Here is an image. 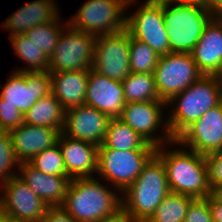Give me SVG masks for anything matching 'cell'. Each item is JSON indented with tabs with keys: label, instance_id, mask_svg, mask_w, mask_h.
I'll list each match as a JSON object with an SVG mask.
<instances>
[{
	"label": "cell",
	"instance_id": "cell-1",
	"mask_svg": "<svg viewBox=\"0 0 222 222\" xmlns=\"http://www.w3.org/2000/svg\"><path fill=\"white\" fill-rule=\"evenodd\" d=\"M111 190L94 177L71 179L62 207L77 222L113 219L122 213V197Z\"/></svg>",
	"mask_w": 222,
	"mask_h": 222
},
{
	"label": "cell",
	"instance_id": "cell-2",
	"mask_svg": "<svg viewBox=\"0 0 222 222\" xmlns=\"http://www.w3.org/2000/svg\"><path fill=\"white\" fill-rule=\"evenodd\" d=\"M222 102V81L217 75H202L185 90L175 95L169 105H176L167 121L170 134L176 140L189 126L211 108Z\"/></svg>",
	"mask_w": 222,
	"mask_h": 222
},
{
	"label": "cell",
	"instance_id": "cell-3",
	"mask_svg": "<svg viewBox=\"0 0 222 222\" xmlns=\"http://www.w3.org/2000/svg\"><path fill=\"white\" fill-rule=\"evenodd\" d=\"M163 161L154 154L122 195V215L129 220L149 219L170 193ZM124 195V196H123Z\"/></svg>",
	"mask_w": 222,
	"mask_h": 222
},
{
	"label": "cell",
	"instance_id": "cell-4",
	"mask_svg": "<svg viewBox=\"0 0 222 222\" xmlns=\"http://www.w3.org/2000/svg\"><path fill=\"white\" fill-rule=\"evenodd\" d=\"M167 145L156 147L155 154L165 165L170 191L194 199L210 196L204 155L186 147L167 151Z\"/></svg>",
	"mask_w": 222,
	"mask_h": 222
},
{
	"label": "cell",
	"instance_id": "cell-5",
	"mask_svg": "<svg viewBox=\"0 0 222 222\" xmlns=\"http://www.w3.org/2000/svg\"><path fill=\"white\" fill-rule=\"evenodd\" d=\"M171 53H191L214 14L199 0L163 1Z\"/></svg>",
	"mask_w": 222,
	"mask_h": 222
},
{
	"label": "cell",
	"instance_id": "cell-6",
	"mask_svg": "<svg viewBox=\"0 0 222 222\" xmlns=\"http://www.w3.org/2000/svg\"><path fill=\"white\" fill-rule=\"evenodd\" d=\"M136 0H88L68 23L95 37L120 32L126 28V8Z\"/></svg>",
	"mask_w": 222,
	"mask_h": 222
},
{
	"label": "cell",
	"instance_id": "cell-7",
	"mask_svg": "<svg viewBox=\"0 0 222 222\" xmlns=\"http://www.w3.org/2000/svg\"><path fill=\"white\" fill-rule=\"evenodd\" d=\"M156 150H125L98 148L97 174L111 183L115 190L123 193L139 176L143 166Z\"/></svg>",
	"mask_w": 222,
	"mask_h": 222
},
{
	"label": "cell",
	"instance_id": "cell-8",
	"mask_svg": "<svg viewBox=\"0 0 222 222\" xmlns=\"http://www.w3.org/2000/svg\"><path fill=\"white\" fill-rule=\"evenodd\" d=\"M49 57V72L91 69L96 37L73 28L67 21Z\"/></svg>",
	"mask_w": 222,
	"mask_h": 222
},
{
	"label": "cell",
	"instance_id": "cell-9",
	"mask_svg": "<svg viewBox=\"0 0 222 222\" xmlns=\"http://www.w3.org/2000/svg\"><path fill=\"white\" fill-rule=\"evenodd\" d=\"M202 75L191 53L160 56L154 71L159 99L167 103Z\"/></svg>",
	"mask_w": 222,
	"mask_h": 222
},
{
	"label": "cell",
	"instance_id": "cell-10",
	"mask_svg": "<svg viewBox=\"0 0 222 222\" xmlns=\"http://www.w3.org/2000/svg\"><path fill=\"white\" fill-rule=\"evenodd\" d=\"M126 29L133 38L148 44L158 55L171 53L163 2L146 0L134 13L126 16Z\"/></svg>",
	"mask_w": 222,
	"mask_h": 222
},
{
	"label": "cell",
	"instance_id": "cell-11",
	"mask_svg": "<svg viewBox=\"0 0 222 222\" xmlns=\"http://www.w3.org/2000/svg\"><path fill=\"white\" fill-rule=\"evenodd\" d=\"M130 32L96 37L91 69L109 79L123 81L130 73Z\"/></svg>",
	"mask_w": 222,
	"mask_h": 222
},
{
	"label": "cell",
	"instance_id": "cell-12",
	"mask_svg": "<svg viewBox=\"0 0 222 222\" xmlns=\"http://www.w3.org/2000/svg\"><path fill=\"white\" fill-rule=\"evenodd\" d=\"M166 106L167 103L164 101L129 102L124 105L119 119L155 147L166 143L171 145L174 139L162 114ZM162 124L166 125L163 128L164 132H162V136L161 134L156 136L154 132L158 131Z\"/></svg>",
	"mask_w": 222,
	"mask_h": 222
},
{
	"label": "cell",
	"instance_id": "cell-13",
	"mask_svg": "<svg viewBox=\"0 0 222 222\" xmlns=\"http://www.w3.org/2000/svg\"><path fill=\"white\" fill-rule=\"evenodd\" d=\"M51 93L49 71H14L4 84L0 98L24 114L42 97Z\"/></svg>",
	"mask_w": 222,
	"mask_h": 222
},
{
	"label": "cell",
	"instance_id": "cell-14",
	"mask_svg": "<svg viewBox=\"0 0 222 222\" xmlns=\"http://www.w3.org/2000/svg\"><path fill=\"white\" fill-rule=\"evenodd\" d=\"M171 144L207 155L222 150V102L208 110Z\"/></svg>",
	"mask_w": 222,
	"mask_h": 222
},
{
	"label": "cell",
	"instance_id": "cell-15",
	"mask_svg": "<svg viewBox=\"0 0 222 222\" xmlns=\"http://www.w3.org/2000/svg\"><path fill=\"white\" fill-rule=\"evenodd\" d=\"M1 188L0 209L4 214L29 222H41L48 206L18 176L10 178Z\"/></svg>",
	"mask_w": 222,
	"mask_h": 222
},
{
	"label": "cell",
	"instance_id": "cell-16",
	"mask_svg": "<svg viewBox=\"0 0 222 222\" xmlns=\"http://www.w3.org/2000/svg\"><path fill=\"white\" fill-rule=\"evenodd\" d=\"M110 119L108 115L85 104L73 107L65 111L62 133L100 146L104 142Z\"/></svg>",
	"mask_w": 222,
	"mask_h": 222
},
{
	"label": "cell",
	"instance_id": "cell-17",
	"mask_svg": "<svg viewBox=\"0 0 222 222\" xmlns=\"http://www.w3.org/2000/svg\"><path fill=\"white\" fill-rule=\"evenodd\" d=\"M125 104L122 81L109 79L89 69L85 105L94 107L110 118H119Z\"/></svg>",
	"mask_w": 222,
	"mask_h": 222
},
{
	"label": "cell",
	"instance_id": "cell-18",
	"mask_svg": "<svg viewBox=\"0 0 222 222\" xmlns=\"http://www.w3.org/2000/svg\"><path fill=\"white\" fill-rule=\"evenodd\" d=\"M203 75H218L222 69V15H214L205 25L191 52Z\"/></svg>",
	"mask_w": 222,
	"mask_h": 222
},
{
	"label": "cell",
	"instance_id": "cell-19",
	"mask_svg": "<svg viewBox=\"0 0 222 222\" xmlns=\"http://www.w3.org/2000/svg\"><path fill=\"white\" fill-rule=\"evenodd\" d=\"M57 143L70 179L93 177V174L97 173L99 146L70 138L62 132Z\"/></svg>",
	"mask_w": 222,
	"mask_h": 222
},
{
	"label": "cell",
	"instance_id": "cell-20",
	"mask_svg": "<svg viewBox=\"0 0 222 222\" xmlns=\"http://www.w3.org/2000/svg\"><path fill=\"white\" fill-rule=\"evenodd\" d=\"M60 129L23 123L9 133L13 149L20 163L30 162L37 154L58 142Z\"/></svg>",
	"mask_w": 222,
	"mask_h": 222
},
{
	"label": "cell",
	"instance_id": "cell-21",
	"mask_svg": "<svg viewBox=\"0 0 222 222\" xmlns=\"http://www.w3.org/2000/svg\"><path fill=\"white\" fill-rule=\"evenodd\" d=\"M17 176L37 194L47 206H62L70 178L45 174L34 168L29 162L20 163Z\"/></svg>",
	"mask_w": 222,
	"mask_h": 222
},
{
	"label": "cell",
	"instance_id": "cell-22",
	"mask_svg": "<svg viewBox=\"0 0 222 222\" xmlns=\"http://www.w3.org/2000/svg\"><path fill=\"white\" fill-rule=\"evenodd\" d=\"M88 77V69L50 72L51 93L65 111L85 104Z\"/></svg>",
	"mask_w": 222,
	"mask_h": 222
},
{
	"label": "cell",
	"instance_id": "cell-23",
	"mask_svg": "<svg viewBox=\"0 0 222 222\" xmlns=\"http://www.w3.org/2000/svg\"><path fill=\"white\" fill-rule=\"evenodd\" d=\"M58 10L54 0H35L20 7L2 26L10 31V36L24 34L35 26L54 21L59 16Z\"/></svg>",
	"mask_w": 222,
	"mask_h": 222
},
{
	"label": "cell",
	"instance_id": "cell-24",
	"mask_svg": "<svg viewBox=\"0 0 222 222\" xmlns=\"http://www.w3.org/2000/svg\"><path fill=\"white\" fill-rule=\"evenodd\" d=\"M65 110L52 94L40 98L25 114L24 123L63 130Z\"/></svg>",
	"mask_w": 222,
	"mask_h": 222
},
{
	"label": "cell",
	"instance_id": "cell-25",
	"mask_svg": "<svg viewBox=\"0 0 222 222\" xmlns=\"http://www.w3.org/2000/svg\"><path fill=\"white\" fill-rule=\"evenodd\" d=\"M106 148L125 150H156L119 118H111L103 142Z\"/></svg>",
	"mask_w": 222,
	"mask_h": 222
},
{
	"label": "cell",
	"instance_id": "cell-26",
	"mask_svg": "<svg viewBox=\"0 0 222 222\" xmlns=\"http://www.w3.org/2000/svg\"><path fill=\"white\" fill-rule=\"evenodd\" d=\"M122 83L126 103L162 101L158 96L154 74L131 72Z\"/></svg>",
	"mask_w": 222,
	"mask_h": 222
},
{
	"label": "cell",
	"instance_id": "cell-27",
	"mask_svg": "<svg viewBox=\"0 0 222 222\" xmlns=\"http://www.w3.org/2000/svg\"><path fill=\"white\" fill-rule=\"evenodd\" d=\"M10 43L14 48V53L18 58L26 64L27 68L18 69V72H35V71H49V57L40 50L27 36L24 34H17L9 36Z\"/></svg>",
	"mask_w": 222,
	"mask_h": 222
},
{
	"label": "cell",
	"instance_id": "cell-28",
	"mask_svg": "<svg viewBox=\"0 0 222 222\" xmlns=\"http://www.w3.org/2000/svg\"><path fill=\"white\" fill-rule=\"evenodd\" d=\"M194 198L179 193H168L150 216L151 222H184L189 205Z\"/></svg>",
	"mask_w": 222,
	"mask_h": 222
},
{
	"label": "cell",
	"instance_id": "cell-29",
	"mask_svg": "<svg viewBox=\"0 0 222 222\" xmlns=\"http://www.w3.org/2000/svg\"><path fill=\"white\" fill-rule=\"evenodd\" d=\"M60 20V16H58L54 21L42 23L25 33L27 38H29L48 57L53 54L60 35L65 29L64 25L61 26Z\"/></svg>",
	"mask_w": 222,
	"mask_h": 222
},
{
	"label": "cell",
	"instance_id": "cell-30",
	"mask_svg": "<svg viewBox=\"0 0 222 222\" xmlns=\"http://www.w3.org/2000/svg\"><path fill=\"white\" fill-rule=\"evenodd\" d=\"M158 55L148 44L133 38L130 35V70L133 73L154 74L159 61Z\"/></svg>",
	"mask_w": 222,
	"mask_h": 222
},
{
	"label": "cell",
	"instance_id": "cell-31",
	"mask_svg": "<svg viewBox=\"0 0 222 222\" xmlns=\"http://www.w3.org/2000/svg\"><path fill=\"white\" fill-rule=\"evenodd\" d=\"M29 163L45 174L67 176L62 152L58 143L37 154Z\"/></svg>",
	"mask_w": 222,
	"mask_h": 222
},
{
	"label": "cell",
	"instance_id": "cell-32",
	"mask_svg": "<svg viewBox=\"0 0 222 222\" xmlns=\"http://www.w3.org/2000/svg\"><path fill=\"white\" fill-rule=\"evenodd\" d=\"M20 162L16 158L13 141L9 132L0 131V181L1 185L10 178L17 176L12 171L13 167H19ZM14 172V173H13Z\"/></svg>",
	"mask_w": 222,
	"mask_h": 222
},
{
	"label": "cell",
	"instance_id": "cell-33",
	"mask_svg": "<svg viewBox=\"0 0 222 222\" xmlns=\"http://www.w3.org/2000/svg\"><path fill=\"white\" fill-rule=\"evenodd\" d=\"M24 123L22 113L0 98V131L10 132Z\"/></svg>",
	"mask_w": 222,
	"mask_h": 222
},
{
	"label": "cell",
	"instance_id": "cell-34",
	"mask_svg": "<svg viewBox=\"0 0 222 222\" xmlns=\"http://www.w3.org/2000/svg\"><path fill=\"white\" fill-rule=\"evenodd\" d=\"M184 222H213L209 196L191 201Z\"/></svg>",
	"mask_w": 222,
	"mask_h": 222
},
{
	"label": "cell",
	"instance_id": "cell-35",
	"mask_svg": "<svg viewBox=\"0 0 222 222\" xmlns=\"http://www.w3.org/2000/svg\"><path fill=\"white\" fill-rule=\"evenodd\" d=\"M210 188L222 185V150L204 156Z\"/></svg>",
	"mask_w": 222,
	"mask_h": 222
},
{
	"label": "cell",
	"instance_id": "cell-36",
	"mask_svg": "<svg viewBox=\"0 0 222 222\" xmlns=\"http://www.w3.org/2000/svg\"><path fill=\"white\" fill-rule=\"evenodd\" d=\"M41 222H77L62 206H48Z\"/></svg>",
	"mask_w": 222,
	"mask_h": 222
},
{
	"label": "cell",
	"instance_id": "cell-37",
	"mask_svg": "<svg viewBox=\"0 0 222 222\" xmlns=\"http://www.w3.org/2000/svg\"><path fill=\"white\" fill-rule=\"evenodd\" d=\"M209 206L212 212L213 222H222V204L218 203L211 195L209 196Z\"/></svg>",
	"mask_w": 222,
	"mask_h": 222
},
{
	"label": "cell",
	"instance_id": "cell-38",
	"mask_svg": "<svg viewBox=\"0 0 222 222\" xmlns=\"http://www.w3.org/2000/svg\"><path fill=\"white\" fill-rule=\"evenodd\" d=\"M214 15H222V0H199Z\"/></svg>",
	"mask_w": 222,
	"mask_h": 222
},
{
	"label": "cell",
	"instance_id": "cell-39",
	"mask_svg": "<svg viewBox=\"0 0 222 222\" xmlns=\"http://www.w3.org/2000/svg\"><path fill=\"white\" fill-rule=\"evenodd\" d=\"M218 203L222 204V185L214 186L210 194Z\"/></svg>",
	"mask_w": 222,
	"mask_h": 222
},
{
	"label": "cell",
	"instance_id": "cell-40",
	"mask_svg": "<svg viewBox=\"0 0 222 222\" xmlns=\"http://www.w3.org/2000/svg\"><path fill=\"white\" fill-rule=\"evenodd\" d=\"M3 222H29V221L22 220L20 218L11 217L3 213Z\"/></svg>",
	"mask_w": 222,
	"mask_h": 222
},
{
	"label": "cell",
	"instance_id": "cell-41",
	"mask_svg": "<svg viewBox=\"0 0 222 222\" xmlns=\"http://www.w3.org/2000/svg\"><path fill=\"white\" fill-rule=\"evenodd\" d=\"M102 222H128V220L121 213L118 217Z\"/></svg>",
	"mask_w": 222,
	"mask_h": 222
},
{
	"label": "cell",
	"instance_id": "cell-42",
	"mask_svg": "<svg viewBox=\"0 0 222 222\" xmlns=\"http://www.w3.org/2000/svg\"><path fill=\"white\" fill-rule=\"evenodd\" d=\"M128 222H151L149 219L129 220Z\"/></svg>",
	"mask_w": 222,
	"mask_h": 222
},
{
	"label": "cell",
	"instance_id": "cell-43",
	"mask_svg": "<svg viewBox=\"0 0 222 222\" xmlns=\"http://www.w3.org/2000/svg\"><path fill=\"white\" fill-rule=\"evenodd\" d=\"M0 222H3V212L0 209Z\"/></svg>",
	"mask_w": 222,
	"mask_h": 222
},
{
	"label": "cell",
	"instance_id": "cell-44",
	"mask_svg": "<svg viewBox=\"0 0 222 222\" xmlns=\"http://www.w3.org/2000/svg\"><path fill=\"white\" fill-rule=\"evenodd\" d=\"M219 77V79L222 81V69L220 71V73L217 75Z\"/></svg>",
	"mask_w": 222,
	"mask_h": 222
},
{
	"label": "cell",
	"instance_id": "cell-45",
	"mask_svg": "<svg viewBox=\"0 0 222 222\" xmlns=\"http://www.w3.org/2000/svg\"><path fill=\"white\" fill-rule=\"evenodd\" d=\"M156 1H160V2H163V1H171V0H156Z\"/></svg>",
	"mask_w": 222,
	"mask_h": 222
}]
</instances>
